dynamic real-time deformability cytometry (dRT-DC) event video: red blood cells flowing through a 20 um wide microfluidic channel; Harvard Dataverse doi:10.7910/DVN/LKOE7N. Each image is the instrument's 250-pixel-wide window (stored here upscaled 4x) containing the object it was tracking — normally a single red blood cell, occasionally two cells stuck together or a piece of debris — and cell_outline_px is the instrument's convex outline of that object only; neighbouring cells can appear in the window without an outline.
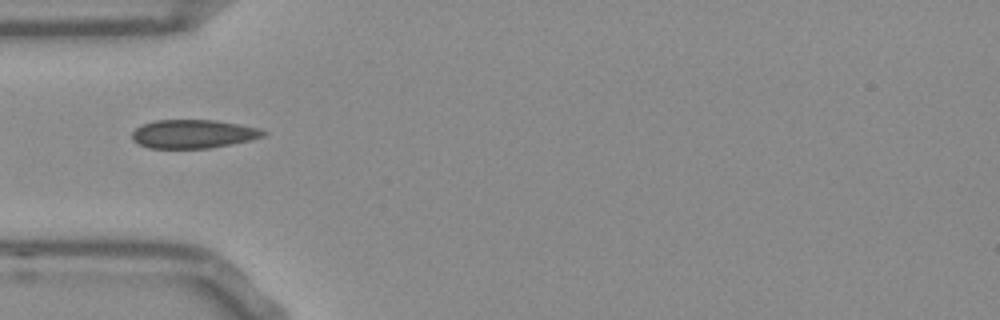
{"species": "Egyptian fruit bat (a non-hibernating species)", "species_latin": "Rousettus aegyptiacus", "temperature_condition": "room temperature", "stored_images_in_passage": 22, "camera_frame_rate_fps": 3000, "um_per_image_px": 0.085, "frame": {"image": 1, "passage_image": 1, "time_ms": 0.0, "image_size_px": [1000, 320], "cell_outline_px": [[268, 132], [264, 136], [248, 140], [208, 148], [148, 148], [132, 140], [132, 132], [140, 124], [156, 120], [216, 120], [240, 124], [260, 128]], "centroid_in_image_um": [16.4, 11.37], "position_along_channel_um": 68.6, "area_um2": 21.85}}
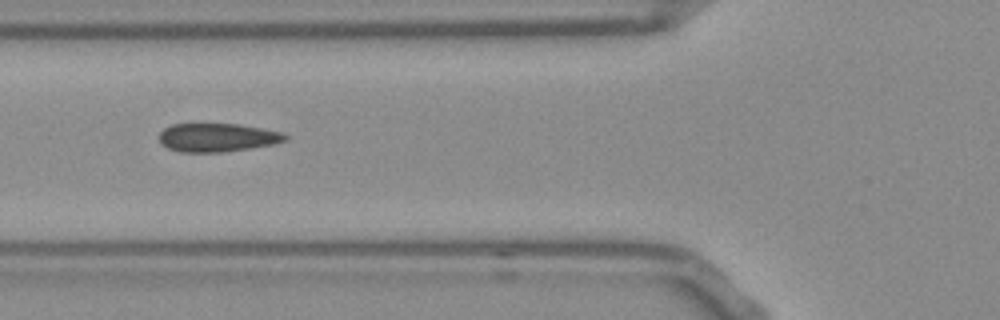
{"frame": {"image": 2, "passage_image": 4, "time_ms": 1.0, "image_size_px": [1000, 320], "cell_outline_px": [[288, 140], [272, 144], [252, 148], [224, 152], [180, 152], [168, 148], [160, 140], [160, 132], [164, 128], [172, 124], [240, 124], [284, 132], [288, 136]], "centroid_in_image_um": [18.52, 11.68], "position_along_channel_um": 107.3, "area_um2": 20.98}}
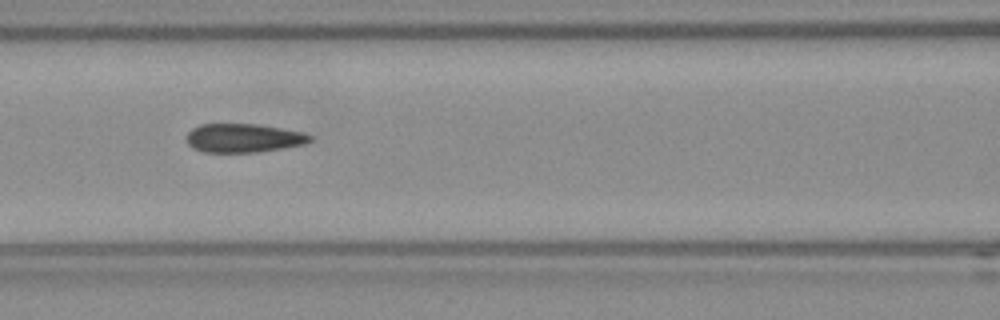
{"frame": {"image": 3, "passage_image": 7, "time_ms": 2.0, "image_size_px": [1000, 320], "cell_outline_px": [[312, 140], [304, 144], [256, 152], [204, 152], [192, 148], [188, 144], [188, 132], [192, 128], [200, 124], [256, 124], [304, 132], [312, 136]], "centroid_in_image_um": [20.69, 11.73], "position_along_channel_um": 145.9, "area_um2": 20.52}}